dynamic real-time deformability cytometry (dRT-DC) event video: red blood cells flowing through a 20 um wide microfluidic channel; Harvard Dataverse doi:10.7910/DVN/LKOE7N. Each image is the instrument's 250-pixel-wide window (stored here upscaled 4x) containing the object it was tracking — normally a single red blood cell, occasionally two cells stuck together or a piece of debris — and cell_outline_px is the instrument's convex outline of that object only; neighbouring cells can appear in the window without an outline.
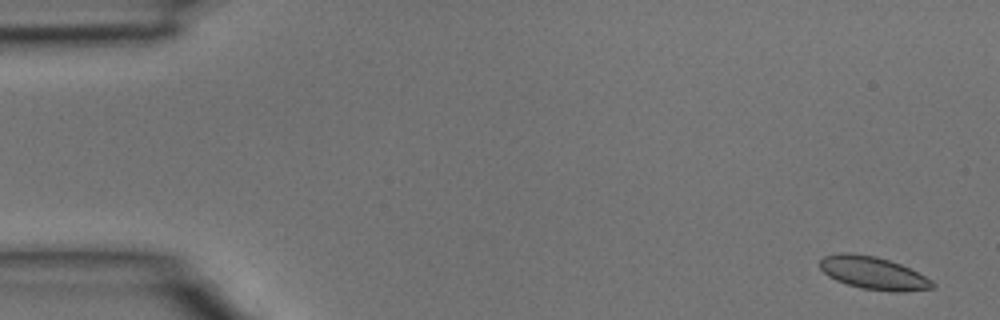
{"species": "common noctule bat (a hibernating species)", "species_latin": "Nyctalus noctula", "temperature_condition": "room temperature", "stored_images_in_passage": 4, "camera_frame_rate_fps": 3000, "um_per_image_px": 0.085, "animal": {"sex": "male", "body_mass_g": 15.6}, "frame": {"image": 1, "passage_image": 1, "time_ms": 0.0, "image_size_px": [1000, 320], "cell_outline_px": [[936, 288], [904, 292], [892, 292], [864, 288], [848, 284], [836, 280], [828, 276], [820, 268], [820, 260], [824, 256], [840, 252], [852, 252], [876, 256], [900, 264], [932, 280], [936, 284]], "centroid_in_image_um": [74.24, 23.2], "position_along_channel_um": 10.8, "area_um2": 21.5}}
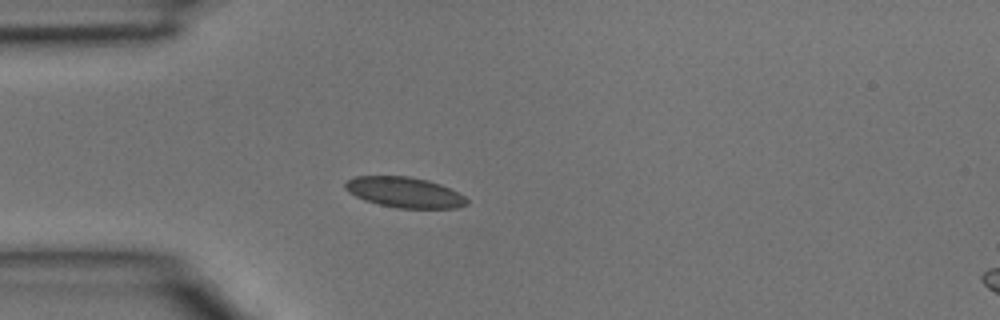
{"frame": {"image": 2, "passage_image": 4, "time_ms": 1.0, "image_size_px": [1000, 320], "cell_outline_px": [[468, 204], [456, 208], [396, 208], [364, 200], [348, 192], [344, 188], [344, 184], [348, 180], [356, 176], [408, 176], [428, 180], [440, 184], [464, 196], [468, 200]], "centroid_in_image_um": [34.37, 16.35], "position_along_channel_um": 50.6, "area_um2": 21.5}}